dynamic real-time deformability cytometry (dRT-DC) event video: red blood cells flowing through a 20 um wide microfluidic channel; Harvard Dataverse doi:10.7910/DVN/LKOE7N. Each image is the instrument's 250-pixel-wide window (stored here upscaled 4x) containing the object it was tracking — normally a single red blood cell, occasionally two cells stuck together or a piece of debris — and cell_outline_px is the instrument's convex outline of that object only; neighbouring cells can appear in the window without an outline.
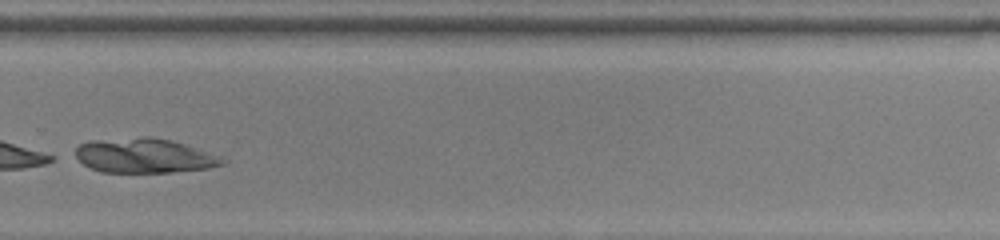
{"species": "common noctule bat (a hibernating species)", "species_latin": "Nyctalus noctula", "temperature_condition": "room temperature", "stored_images_in_passage": 29, "camera_frame_rate_fps": 3000, "um_per_image_px": 0.085, "animal": {"sex": "female", "body_mass_g": 22.0, "forearm_length_mm": 56.7}, "frame": {"image": 1, "passage_image": 20, "time_ms": 6.333, "image_size_px": [1000, 240], "cell_outline_px": [[228, 160], [224, 164], [208, 168], [172, 172], [100, 172], [84, 164], [72, 156], [76, 148], [80, 144], [92, 140], [140, 136], [152, 136], [184, 144]], "centroid_in_image_um": [12.19, 13.23], "position_along_channel_um": 317.6, "area_um2": 29.59}}
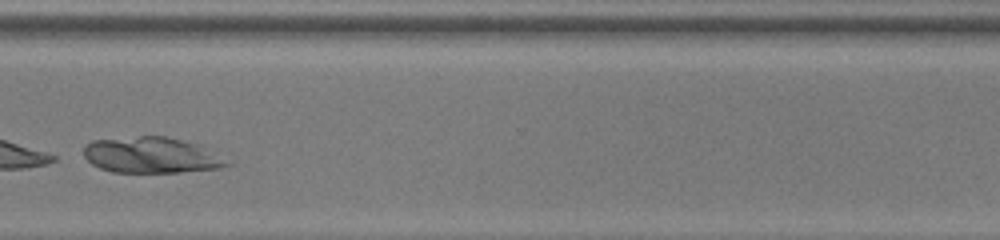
{"frame": {"image": 2, "passage_image": 23, "time_ms": 7.333, "image_size_px": [1000, 240], "cell_outline_px": [[232, 164], [220, 168], [180, 172], [112, 172], [100, 168], [92, 164], [84, 156], [84, 148], [92, 140], [140, 136], [164, 136], [200, 144]], "centroid_in_image_um": [12.86, 13.19], "position_along_channel_um": 357.7, "area_um2": 29.82}}